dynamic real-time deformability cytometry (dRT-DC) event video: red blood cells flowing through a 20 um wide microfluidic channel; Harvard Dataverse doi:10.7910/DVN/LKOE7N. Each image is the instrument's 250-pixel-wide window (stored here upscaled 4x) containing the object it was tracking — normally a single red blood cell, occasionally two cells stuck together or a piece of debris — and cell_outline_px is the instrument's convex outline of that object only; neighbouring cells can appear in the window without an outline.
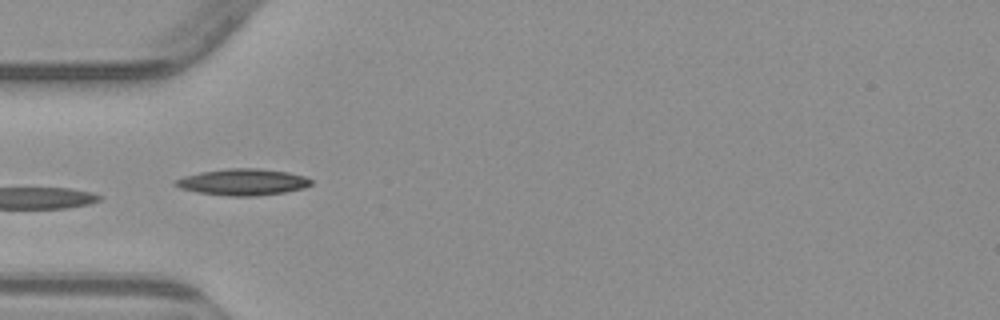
{"species": "common noctule bat (a hibernating species)", "species_latin": "Nyctalus noctula", "temperature_condition": "warm", "stored_images_in_passage": 6, "camera_frame_rate_fps": 3000, "um_per_image_px": 0.085, "animal": {"sex": "male", "body_mass_g": 23.1, "forearm_length_mm": 52.7}, "frame": {"image": 1, "passage_image": 3, "time_ms": 2.667, "image_size_px": [1000, 320], "cell_outline_px": [[312, 184], [304, 188], [284, 192], [256, 196], [228, 196], [200, 192], [180, 188], [172, 184], [176, 180], [184, 176], [200, 172], [228, 168], [260, 168], [288, 172], [304, 176], [312, 180]], "centroid_in_image_um": [20.65, 15.47], "position_along_channel_um": 64.3, "area_um2": 20.87}}
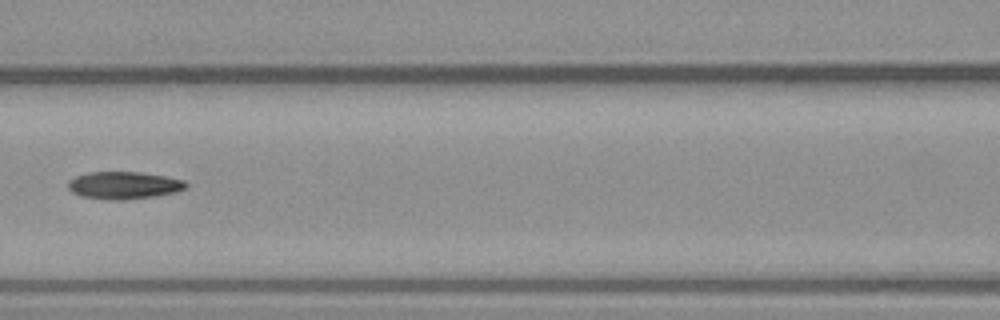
{"frame": {"image": 2, "passage_image": 5, "time_ms": 5.0, "image_size_px": [1000, 320], "cell_outline_px": [[188, 184], [184, 188], [176, 192], [152, 196], [124, 200], [112, 200], [80, 196], [72, 192], [68, 188], [68, 180], [76, 176], [88, 172], [140, 172], [168, 176], [184, 180]], "centroid_in_image_um": [10.51, 15.74], "position_along_channel_um": 156.1, "area_um2": 18.84}}
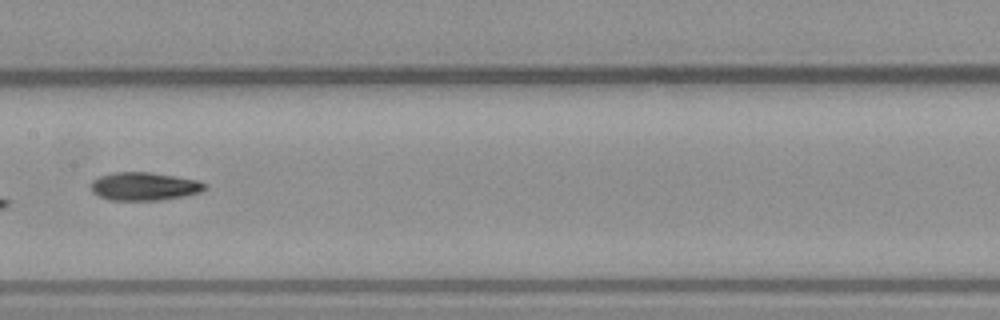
{"frame": {"image": 3, "passage_image": 6, "time_ms": 6.0, "image_size_px": [1000, 320], "cell_outline_px": [[208, 188], [200, 192], [184, 196], [160, 200], [108, 200], [92, 192], [92, 180], [100, 176], [112, 172], [152, 172], [200, 180], [208, 184]], "centroid_in_image_um": [12.31, 15.83], "position_along_channel_um": 195.1, "area_um2": 18.9}}